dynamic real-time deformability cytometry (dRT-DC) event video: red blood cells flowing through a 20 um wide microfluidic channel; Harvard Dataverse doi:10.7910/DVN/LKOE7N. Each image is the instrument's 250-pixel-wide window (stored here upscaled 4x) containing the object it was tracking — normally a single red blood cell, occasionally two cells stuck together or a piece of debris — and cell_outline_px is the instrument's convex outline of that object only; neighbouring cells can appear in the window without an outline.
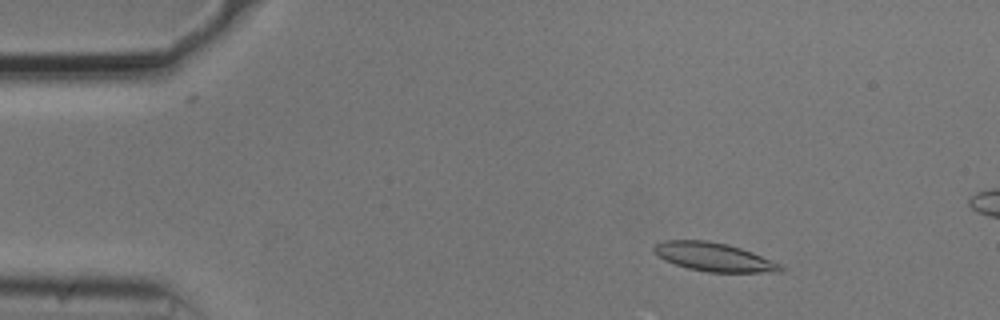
{"species": "common noctule bat (a hibernating species)", "species_latin": "Nyctalus noctula", "temperature_condition": "cold", "stored_images_in_passage": 55, "camera_frame_rate_fps": 3000, "um_per_image_px": 0.085, "animal": {"sex": "male", "body_mass_g": 20.5, "forearm_length_mm": 52.5}, "frame": {"image": 1, "passage_image": 8, "time_ms": 2.333, "image_size_px": [1000, 320], "cell_outline_px": [[784, 268], [780, 272], [708, 272], [688, 268], [676, 264], [660, 256], [652, 248], [656, 244], [664, 240], [708, 240], [728, 244], [752, 252], [780, 264]], "centroid_in_image_um": [60.7, 21.84], "position_along_channel_um": 24.3, "area_um2": 20.75}}
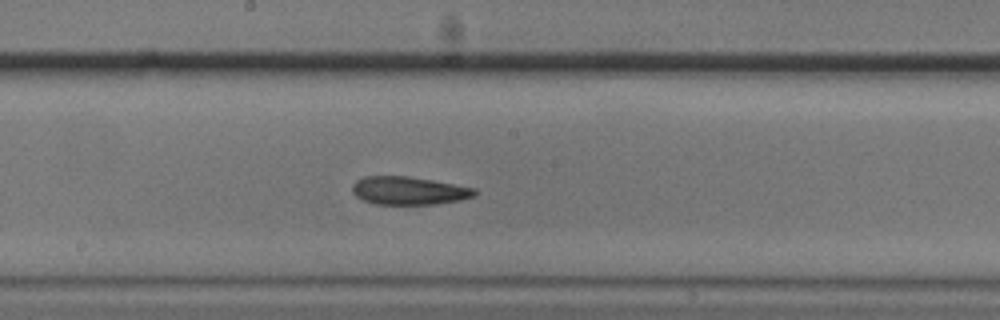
{"frame": {"image": 2, "passage_image": 29, "time_ms": 9.333, "image_size_px": [1000, 320], "cell_outline_px": [[476, 196], [460, 200], [436, 204], [376, 204], [364, 200], [356, 196], [352, 192], [352, 184], [356, 180], [364, 176], [408, 176], [432, 180], [476, 188]], "centroid_in_image_um": [34.75, 16.2], "position_along_channel_um": 213.5, "area_um2": 20.06}}
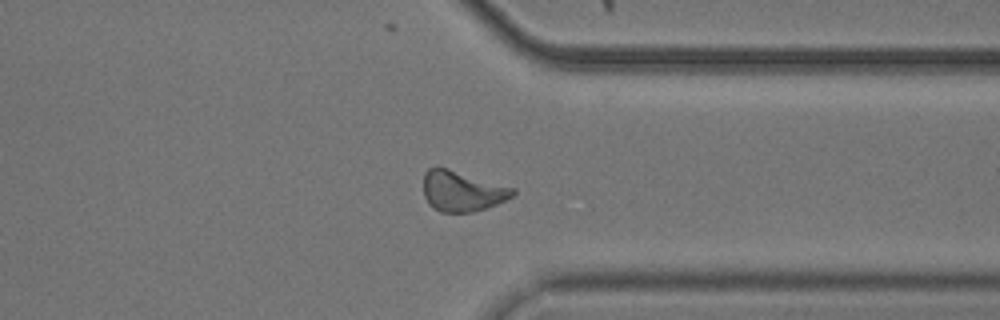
{"frame": {"image": 3, "passage_image": 42, "time_ms": 13.667, "image_size_px": [1000, 320], "cell_outline_px": [[516, 192], [512, 196], [488, 208], [472, 212], [440, 212], [428, 204], [424, 196], [424, 172], [428, 168], [436, 164], [516, 188]], "centroid_in_image_um": [39.26, 16.21], "position_along_channel_um": 372.1, "area_um2": 21.5}, "authors_computed_cell_mechanics": {"area_um2": 20.5768, "velocity_mm_per_s": 3.7155, "shape_relaxation_time_tau1_ms": null, "shape_relaxation_time_tau2_ms": 7.0369, "deformation_change_tau1": null, "deformation_change_tau2": 0.163}}